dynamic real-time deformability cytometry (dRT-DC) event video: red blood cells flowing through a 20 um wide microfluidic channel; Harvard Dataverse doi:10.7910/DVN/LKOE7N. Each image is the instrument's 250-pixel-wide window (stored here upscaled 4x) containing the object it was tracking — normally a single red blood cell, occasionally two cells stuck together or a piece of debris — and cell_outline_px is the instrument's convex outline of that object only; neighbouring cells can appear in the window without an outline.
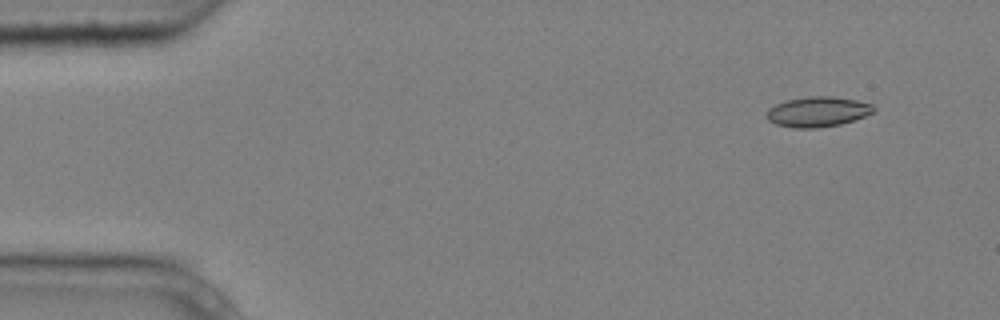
{"species": "common noctule bat (a hibernating species)", "species_latin": "Nyctalus noctula", "temperature_condition": "cold", "stored_images_in_passage": 6, "camera_frame_rate_fps": 3000, "um_per_image_px": 0.085, "animal": {"sex": "male", "body_mass_g": 20.4}, "frame": {"image": 1, "passage_image": 2, "time_ms": 0.333, "image_size_px": [1000, 320], "cell_outline_px": [[876, 108], [872, 112], [864, 116], [840, 124], [816, 128], [792, 128], [776, 124], [768, 120], [764, 116], [768, 108], [776, 104], [788, 100], [808, 96], [832, 96], [856, 100], [872, 104]], "centroid_in_image_um": [69.46, 9.5], "position_along_channel_um": 15.5, "area_um2": 18.79}}
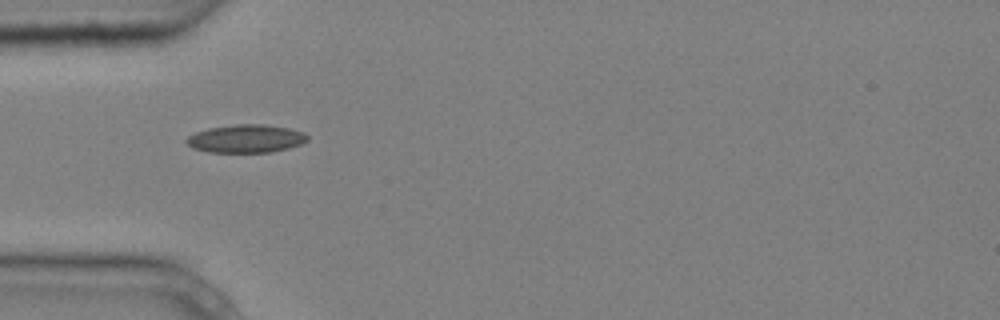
{"frame": {"image": 2, "passage_image": 5, "time_ms": 1.333, "image_size_px": [1000, 320], "cell_outline_px": [[308, 140], [300, 144], [288, 148], [268, 152], [208, 152], [192, 148], [184, 140], [188, 136], [196, 132], [208, 128], [236, 124], [264, 124], [288, 128], [304, 132], [308, 136]], "centroid_in_image_um": [20.89, 11.78], "position_along_channel_um": 64.1, "area_um2": 19.77}}
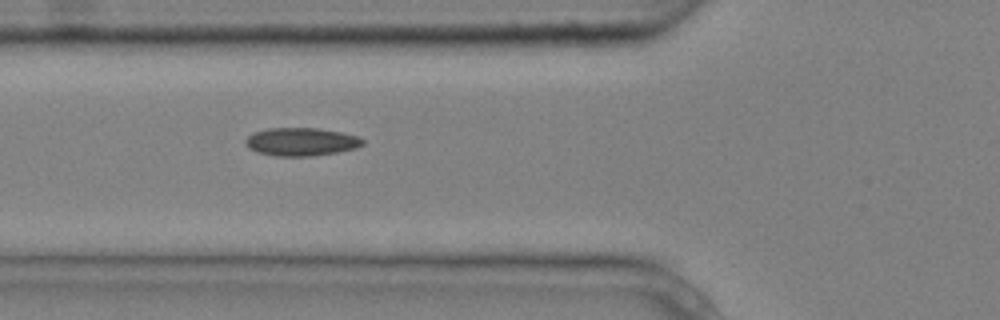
{"frame": {"image": 3, "passage_image": 6, "time_ms": 1.667, "image_size_px": [1000, 320], "cell_outline_px": [[364, 144], [356, 148], [336, 152], [312, 156], [276, 156], [256, 152], [248, 148], [244, 144], [244, 140], [252, 132], [268, 128], [316, 128], [340, 132], [356, 136], [364, 140]], "centroid_in_image_um": [25.54, 12.05], "position_along_channel_um": 100.3, "area_um2": 19.25}}